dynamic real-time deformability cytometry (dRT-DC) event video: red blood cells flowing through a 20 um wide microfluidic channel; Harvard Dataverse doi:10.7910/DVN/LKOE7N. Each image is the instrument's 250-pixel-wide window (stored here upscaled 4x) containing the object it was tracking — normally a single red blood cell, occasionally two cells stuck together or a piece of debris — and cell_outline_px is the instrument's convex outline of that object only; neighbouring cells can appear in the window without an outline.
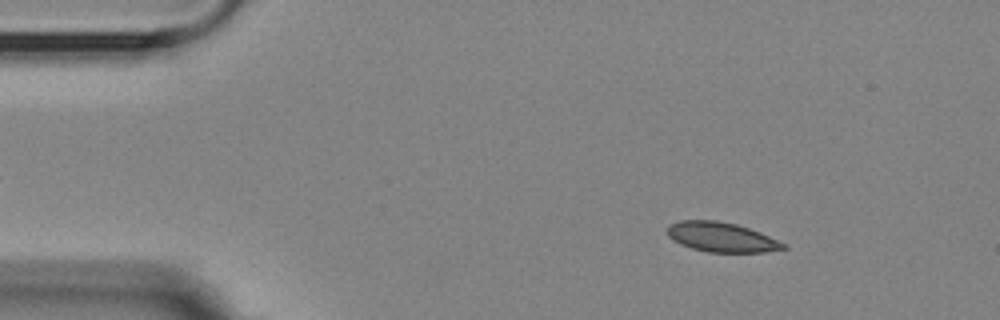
{"species": "Egyptian fruit bat (a non-hibernating species)", "species_latin": "Rousettus aegyptiacus", "temperature_condition": "room temperature", "stored_images_in_passage": 49, "camera_frame_rate_fps": 3000, "um_per_image_px": 0.085, "animal": {"sex": "female"}, "frame": {"image": 1, "passage_image": 1, "time_ms": 0.0, "image_size_px": [1000, 320], "cell_outline_px": [[788, 248], [764, 252], [708, 252], [692, 248], [680, 244], [672, 240], [668, 236], [668, 224], [680, 220], [716, 220], [736, 224], [760, 232], [788, 244]], "centroid_in_image_um": [61.33, 20.15], "position_along_channel_um": 23.7, "area_um2": 20.17}}
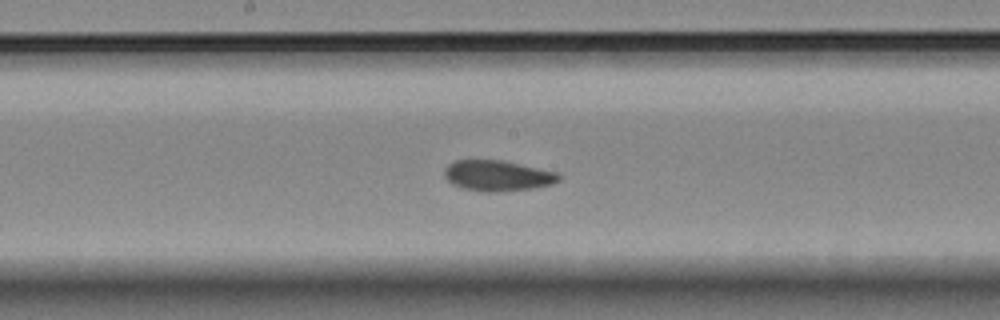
{"frame": {"image": 2, "passage_image": 22, "time_ms": 7.0, "image_size_px": [1000, 320], "cell_outline_px": [[560, 180], [552, 184], [532, 188], [500, 192], [484, 192], [460, 188], [452, 184], [444, 176], [444, 168], [452, 160], [504, 160], [556, 172], [560, 176]], "centroid_in_image_um": [42.25, 14.93], "position_along_channel_um": 206.0, "area_um2": 20.63}}
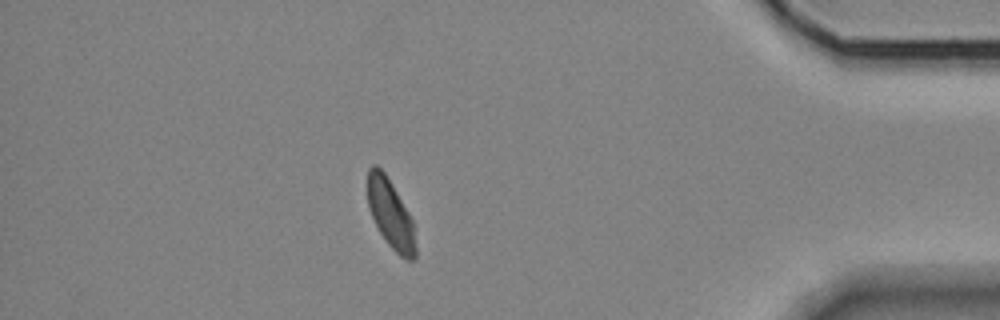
{"frame": {"image": 3, "passage_image": 42, "time_ms": 13.667, "image_size_px": [1000, 320], "cell_outline_px": [[416, 256], [412, 260], [408, 260], [400, 256], [388, 244], [380, 232], [368, 208], [368, 168], [372, 164], [376, 164], [384, 172], [408, 212], [412, 220], [416, 248]], "centroid_in_image_um": [33.19, 18.19], "position_along_channel_um": 402.0, "area_um2": 18.84}}